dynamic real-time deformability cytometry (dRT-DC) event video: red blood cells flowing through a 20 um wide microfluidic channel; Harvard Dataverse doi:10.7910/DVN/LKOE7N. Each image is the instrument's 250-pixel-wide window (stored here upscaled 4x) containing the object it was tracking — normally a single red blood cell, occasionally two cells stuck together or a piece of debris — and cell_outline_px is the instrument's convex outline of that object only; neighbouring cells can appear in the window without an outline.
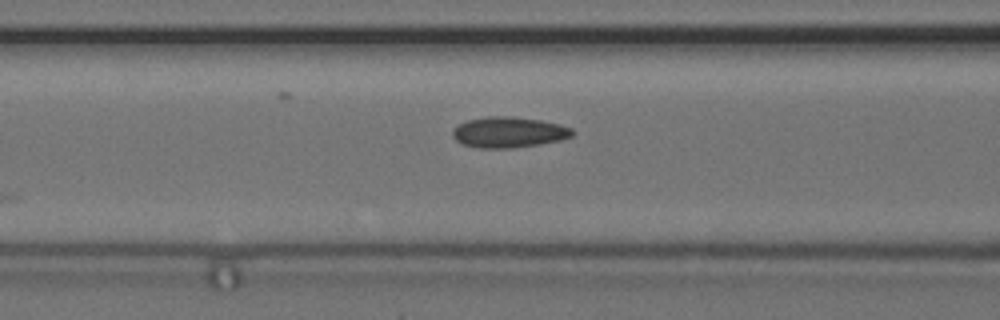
{"species": "common noctule bat (a hibernating species)", "species_latin": "Nyctalus noctula", "temperature_condition": "cold", "stored_images_in_passage": 7, "camera_frame_rate_fps": 3000, "um_per_image_px": 0.085, "animal": {"sex": "female", "body_mass_g": 24.6, "forearm_length_mm": 56.2}, "frame": {"image": 1, "passage_image": 5, "time_ms": 1.333, "image_size_px": [1000, 320], "cell_outline_px": [[576, 132], [572, 136], [560, 140], [540, 144], [512, 148], [480, 148], [464, 144], [456, 140], [452, 136], [452, 132], [460, 124], [468, 120], [488, 116], [512, 116], [540, 120], [560, 124], [572, 128]], "centroid_in_image_um": [43.29, 11.24], "position_along_channel_um": 123.3, "area_um2": 21.39}}